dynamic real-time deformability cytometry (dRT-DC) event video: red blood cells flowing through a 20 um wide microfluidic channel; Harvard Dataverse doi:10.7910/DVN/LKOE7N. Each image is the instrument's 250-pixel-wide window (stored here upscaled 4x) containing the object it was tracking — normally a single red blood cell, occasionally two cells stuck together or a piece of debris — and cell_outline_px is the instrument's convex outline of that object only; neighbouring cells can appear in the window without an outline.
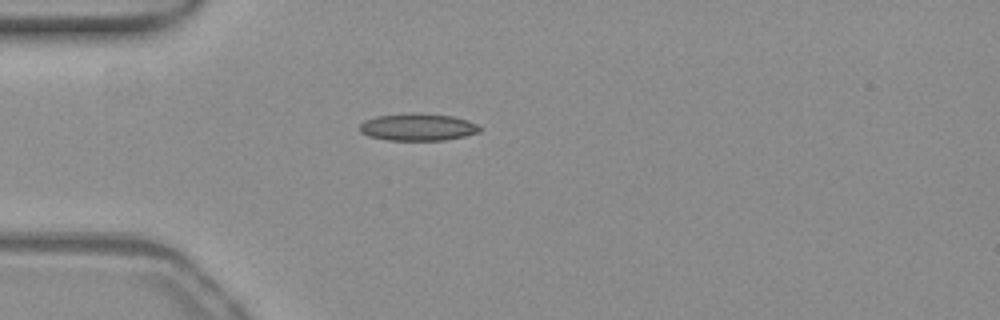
{"species": "common noctule bat (a hibernating species)", "species_latin": "Nyctalus noctula", "temperature_condition": "warm", "stored_images_in_passage": 13, "camera_frame_rate_fps": 3000, "um_per_image_px": 0.085, "animal": {"sex": "female", "body_mass_g": 19.3, "forearm_length_mm": 54.1}, "frame": {"image": 1, "passage_image": 1, "time_ms": 0.0, "image_size_px": [1000, 320], "cell_outline_px": [[484, 128], [480, 132], [464, 136], [444, 140], [388, 140], [368, 136], [360, 132], [360, 124], [364, 120], [376, 116], [412, 112], [452, 116], [468, 120]], "centroid_in_image_um": [35.52, 10.8], "position_along_channel_um": 49.5, "area_um2": 19.19}}
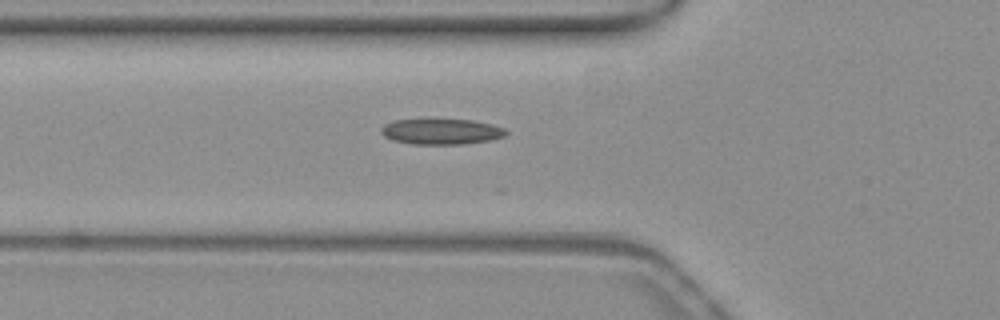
{"frame": {"image": 2, "passage_image": 5, "time_ms": 1.333, "image_size_px": [1000, 320], "cell_outline_px": [[508, 132], [504, 136], [492, 140], [464, 144], [412, 144], [392, 140], [384, 136], [380, 132], [380, 128], [384, 124], [392, 120], [428, 116], [472, 120], [492, 124], [504, 128]], "centroid_in_image_um": [37.45, 11.13], "position_along_channel_um": 88.4, "area_um2": 19.83}}
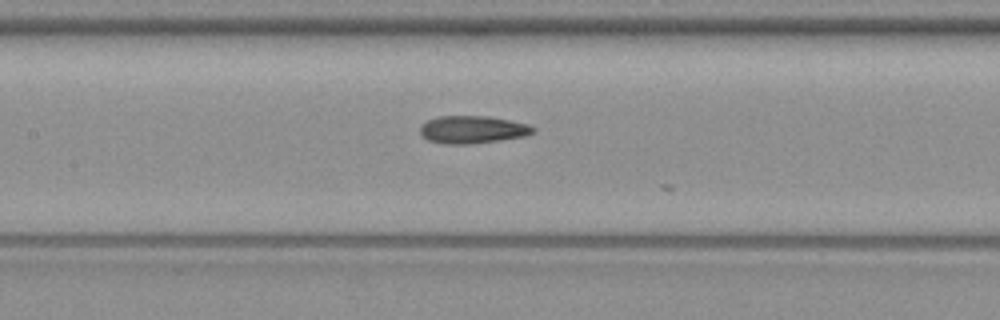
{"frame": {"image": 3, "passage_image": 11, "time_ms": 3.333, "image_size_px": [1000, 320], "cell_outline_px": [[536, 132], [524, 136], [500, 140], [472, 144], [444, 144], [428, 140], [420, 132], [420, 124], [428, 120], [440, 116], [488, 116], [528, 124], [536, 128]], "centroid_in_image_um": [40.17, 11.02], "position_along_channel_um": 167.2, "area_um2": 18.21}}